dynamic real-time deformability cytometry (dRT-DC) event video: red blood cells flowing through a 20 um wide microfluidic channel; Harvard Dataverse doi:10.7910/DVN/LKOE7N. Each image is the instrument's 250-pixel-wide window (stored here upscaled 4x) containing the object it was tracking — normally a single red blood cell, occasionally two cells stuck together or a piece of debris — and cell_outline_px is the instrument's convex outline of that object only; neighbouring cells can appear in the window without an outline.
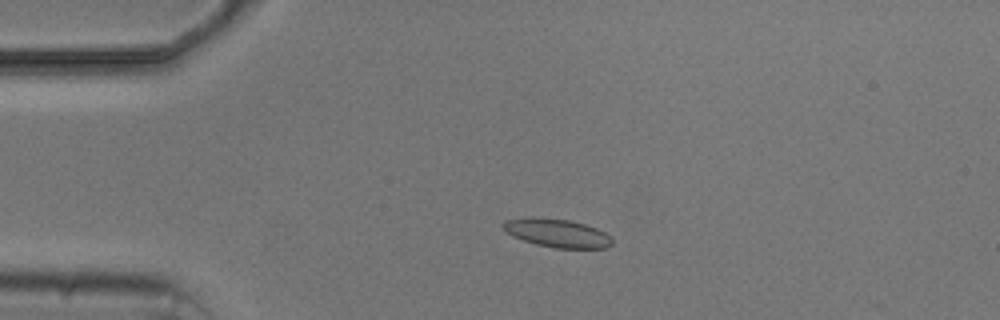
{"species": "common noctule bat (a hibernating species)", "species_latin": "Nyctalus noctula", "temperature_condition": "cold", "stored_images_in_passage": 4, "camera_frame_rate_fps": 3000, "um_per_image_px": 0.085, "animal": {"sex": "male", "body_mass_g": 20.5, "forearm_length_mm": 52.5}, "frame": {"image": 1, "passage_image": 3, "time_ms": 2.333, "image_size_px": [1000, 320], "cell_outline_px": [[612, 244], [604, 248], [556, 248], [536, 244], [512, 236], [504, 232], [504, 220], [568, 220], [584, 224], [596, 228], [612, 236]], "centroid_in_image_um": [47.44, 19.87], "position_along_channel_um": 37.6, "area_um2": 17.11}}